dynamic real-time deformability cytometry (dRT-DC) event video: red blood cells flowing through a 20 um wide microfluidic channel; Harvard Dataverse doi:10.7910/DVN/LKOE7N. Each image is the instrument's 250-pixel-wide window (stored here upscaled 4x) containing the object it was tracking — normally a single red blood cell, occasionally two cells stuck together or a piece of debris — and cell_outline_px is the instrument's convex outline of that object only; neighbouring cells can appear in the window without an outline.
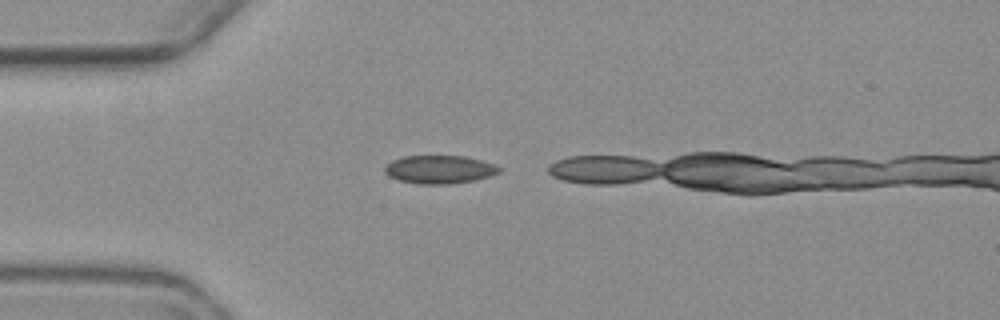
{"species": "common noctule bat (a hibernating species)", "species_latin": "Nyctalus noctula", "temperature_condition": "warm", "stored_images_in_passage": 4, "camera_frame_rate_fps": 3000, "um_per_image_px": 0.085, "animal": {"sex": "female", "body_mass_g": 19.3, "forearm_length_mm": 54.1}, "frame": {"image": 1, "passage_image": 1, "time_ms": 0.0, "image_size_px": [1000, 320], "cell_outline_px": [[504, 168], [500, 172], [488, 176], [472, 180], [448, 184], [416, 184], [400, 180], [388, 176], [384, 172], [384, 168], [392, 160], [404, 156], [464, 156], [496, 164]], "centroid_in_image_um": [37.36, 14.4], "position_along_channel_um": 47.6, "area_um2": 18.79}}